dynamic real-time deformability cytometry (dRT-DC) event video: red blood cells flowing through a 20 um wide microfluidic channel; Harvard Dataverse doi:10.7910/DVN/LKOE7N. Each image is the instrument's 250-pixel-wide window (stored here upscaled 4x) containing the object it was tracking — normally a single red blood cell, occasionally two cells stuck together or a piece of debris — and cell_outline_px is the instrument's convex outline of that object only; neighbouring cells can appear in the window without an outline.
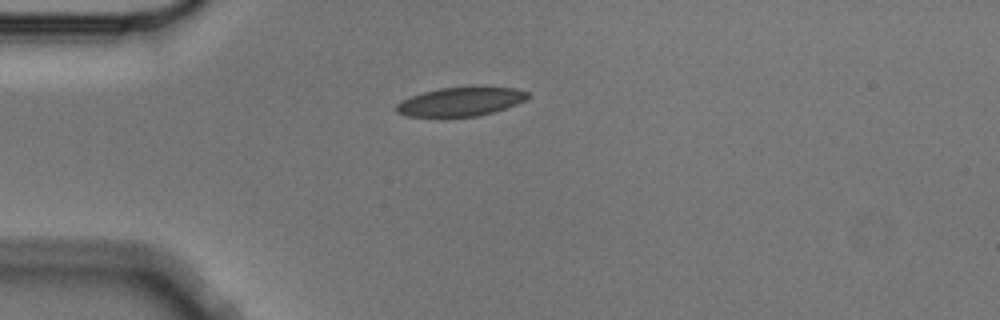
{"species": "Egyptian fruit bat (a non-hibernating species)", "species_latin": "Rousettus aegyptiacus", "temperature_condition": "cold", "stored_images_in_passage": 5, "camera_frame_rate_fps": 3000, "um_per_image_px": 0.085, "animal": {"sex": "male"}, "frame": {"image": 1, "passage_image": 5, "time_ms": 1.333, "image_size_px": [1000, 320], "cell_outline_px": [[532, 96], [516, 104], [492, 112], [476, 116], [408, 116], [396, 112], [396, 104], [400, 100], [424, 92], [440, 88], [472, 84], [480, 84], [516, 88], [528, 92]], "centroid_in_image_um": [39.21, 8.58], "position_along_channel_um": 45.8, "area_um2": 22.72}}